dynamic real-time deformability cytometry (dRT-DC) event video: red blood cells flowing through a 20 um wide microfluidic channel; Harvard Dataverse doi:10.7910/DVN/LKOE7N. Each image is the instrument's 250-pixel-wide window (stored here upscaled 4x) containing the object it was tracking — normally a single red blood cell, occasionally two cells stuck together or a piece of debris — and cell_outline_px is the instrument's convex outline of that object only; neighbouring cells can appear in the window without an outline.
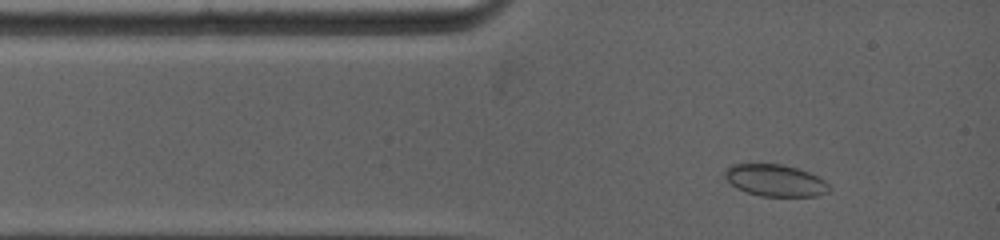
{"species": "common noctule bat (a hibernating species)", "species_latin": "Nyctalus noctula", "temperature_condition": "warm", "stored_images_in_passage": 6, "camera_frame_rate_fps": 5000, "um_per_image_px": 0.085, "animal": {"sex": "female", "body_mass_g": 19.0, "forearm_length_mm": 53.3}, "frame": {"image": 1, "passage_image": 2, "time_ms": 1.0, "image_size_px": [1000, 240], "cell_outline_px": [[828, 192], [816, 196], [760, 196], [736, 188], [724, 176], [724, 172], [732, 164], [780, 164], [796, 168], [808, 172], [824, 180], [828, 184]], "centroid_in_image_um": [65.88, 15.34], "position_along_channel_um": 19.1, "area_um2": 19.07}}
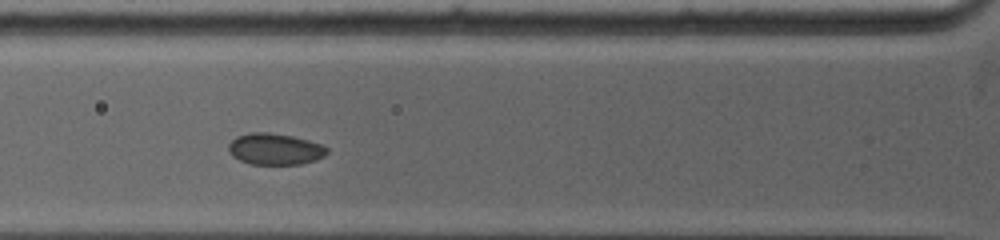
{"frame": {"image": 2, "passage_image": 5, "time_ms": 3.6, "image_size_px": [1000, 240], "cell_outline_px": [[328, 152], [324, 156], [316, 160], [300, 164], [252, 164], [240, 160], [232, 156], [228, 152], [228, 144], [236, 136], [248, 132], [268, 132], [292, 136], [308, 140], [320, 144], [328, 148]], "centroid_in_image_um": [23.35, 12.66], "position_along_channel_um": 102.5, "area_um2": 18.09}}
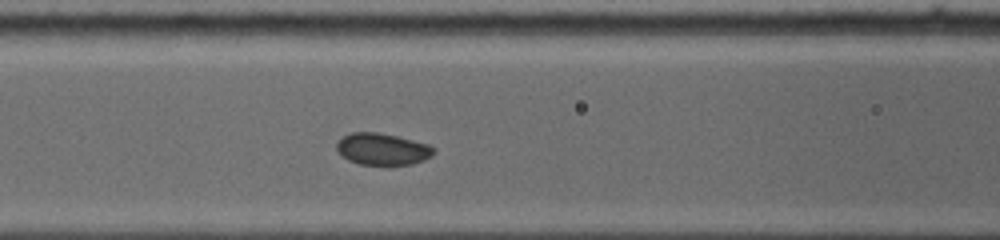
{"frame": {"image": 3, "passage_image": 6, "time_ms": 4.4, "image_size_px": [1000, 240], "cell_outline_px": [[436, 152], [432, 156], [424, 160], [412, 164], [388, 168], [360, 164], [348, 160], [336, 148], [336, 144], [344, 136], [352, 132], [376, 132], [396, 136], [428, 144]], "centroid_in_image_um": [32.53, 12.73], "position_along_channel_um": 134.1, "area_um2": 18.38}}